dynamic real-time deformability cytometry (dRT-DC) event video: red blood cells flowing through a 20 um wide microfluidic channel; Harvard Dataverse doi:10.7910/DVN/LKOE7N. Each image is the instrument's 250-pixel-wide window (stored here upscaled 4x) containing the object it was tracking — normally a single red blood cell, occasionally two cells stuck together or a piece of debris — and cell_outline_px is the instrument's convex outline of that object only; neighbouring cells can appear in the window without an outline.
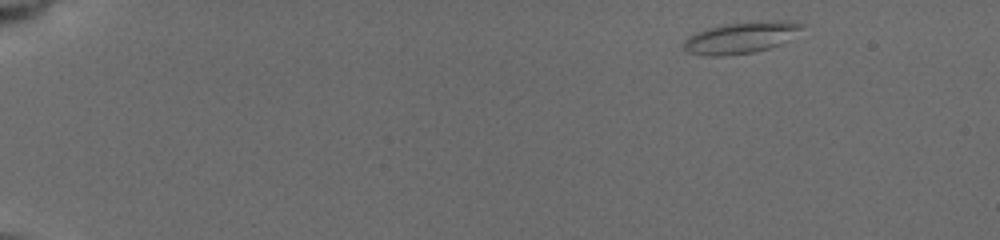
{"species": "common noctule bat (a hibernating species)", "species_latin": "Nyctalus noctula", "temperature_condition": "cold", "stored_images_in_passage": 6, "camera_frame_rate_fps": 3000, "um_per_image_px": 0.085, "animal": {"sex": "female", "body_mass_g": 19.5, "forearm_length_mm": 54.1}, "frame": {"image": 1, "passage_image": 1, "time_ms": 0.0, "image_size_px": [1000, 240], "cell_outline_px": [[804, 24], [800, 28], [776, 44], [768, 48], [752, 52], [720, 56], [708, 56], [688, 52], [684, 48], [684, 40], [688, 36], [696, 32], [708, 28], [724, 24], [772, 20], [788, 20]], "centroid_in_image_um": [62.87, 3.19], "position_along_channel_um": 22.1, "area_um2": 20.87}}
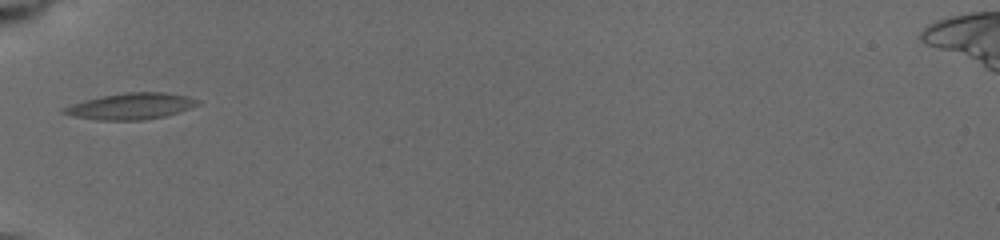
{"frame": {"image": 2, "passage_image": 5, "time_ms": 4.667, "image_size_px": [1000, 240], "cell_outline_px": [[200, 104], [164, 116], [140, 120], [100, 120], [76, 116], [60, 112], [64, 108], [72, 104], [84, 100], [100, 96], [124, 92], [168, 92], [188, 96], [200, 100]], "centroid_in_image_um": [11.15, 9.01], "position_along_channel_um": 73.9, "area_um2": 20.29}}
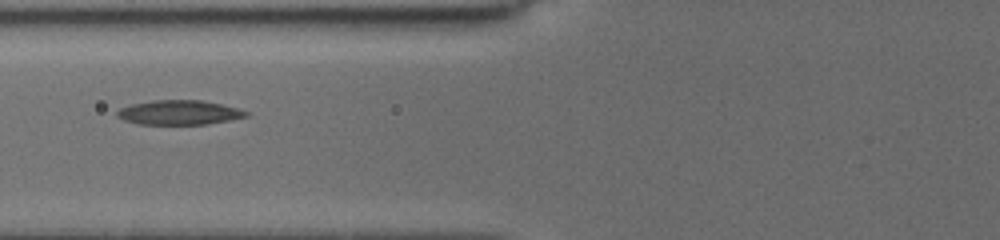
{"frame": {"image": 3, "passage_image": 6, "time_ms": 5.667, "image_size_px": [1000, 240], "cell_outline_px": [[248, 116], [228, 120], [204, 124], [140, 124], [124, 120], [116, 116], [116, 112], [120, 108], [132, 104], [152, 100], [200, 100], [220, 104], [236, 108], [248, 112]], "centroid_in_image_um": [15.18, 9.56], "position_along_channel_um": 110.6, "area_um2": 18.15}}